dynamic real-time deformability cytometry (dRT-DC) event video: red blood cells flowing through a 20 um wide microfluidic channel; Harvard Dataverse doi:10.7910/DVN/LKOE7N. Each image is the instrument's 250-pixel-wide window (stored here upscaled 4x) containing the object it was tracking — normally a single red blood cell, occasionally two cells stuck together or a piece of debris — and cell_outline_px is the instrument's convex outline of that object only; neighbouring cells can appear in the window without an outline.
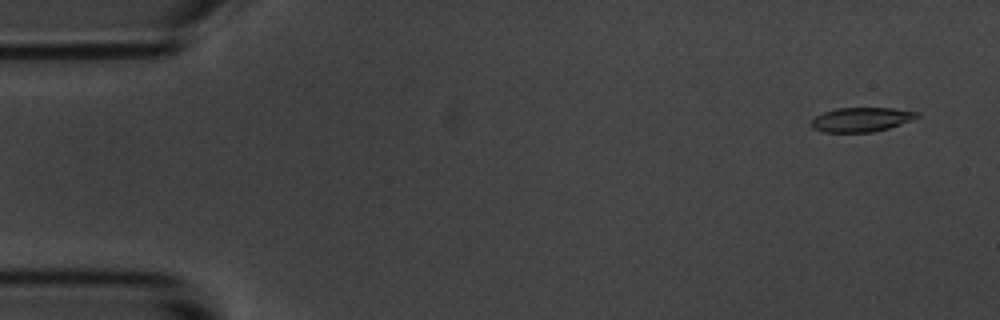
{"species": "common noctule bat (a hibernating species)", "species_latin": "Nyctalus noctula", "temperature_condition": "room temperature", "stored_images_in_passage": 5, "camera_frame_rate_fps": 3000, "um_per_image_px": 0.085, "animal": {"sex": "male", "body_mass_g": 20.1, "forearm_length_mm": 53.5}, "frame": {"image": 1, "passage_image": 1, "time_ms": 0.0, "image_size_px": [1000, 320], "cell_outline_px": [[920, 116], [900, 124], [888, 128], [872, 132], [824, 132], [812, 128], [812, 120], [816, 116], [824, 112], [836, 108], [892, 108], [920, 112]], "centroid_in_image_um": [73.22, 10.16], "position_along_channel_um": 11.8, "area_um2": 14.85}}
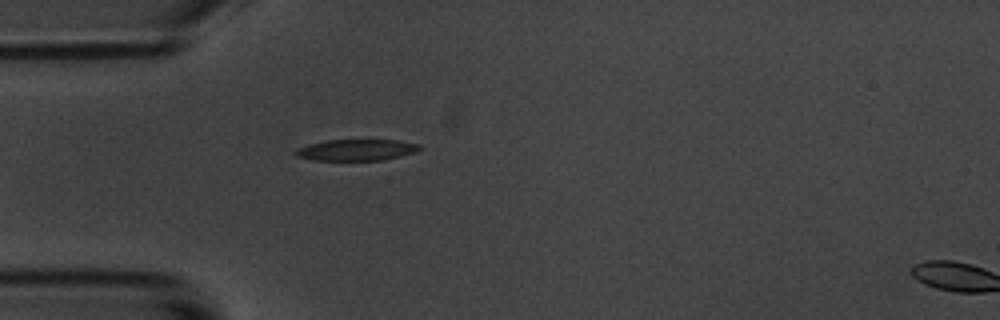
{"frame": {"image": 2, "passage_image": 4, "time_ms": 4.333, "image_size_px": [1000, 320], "cell_outline_px": [[424, 148], [416, 152], [380, 160], [312, 160], [296, 156], [292, 152], [296, 148], [308, 144], [328, 140], [400, 140], [420, 144]], "centroid_in_image_um": [30.29, 12.74], "position_along_channel_um": 54.7, "area_um2": 15.49}}